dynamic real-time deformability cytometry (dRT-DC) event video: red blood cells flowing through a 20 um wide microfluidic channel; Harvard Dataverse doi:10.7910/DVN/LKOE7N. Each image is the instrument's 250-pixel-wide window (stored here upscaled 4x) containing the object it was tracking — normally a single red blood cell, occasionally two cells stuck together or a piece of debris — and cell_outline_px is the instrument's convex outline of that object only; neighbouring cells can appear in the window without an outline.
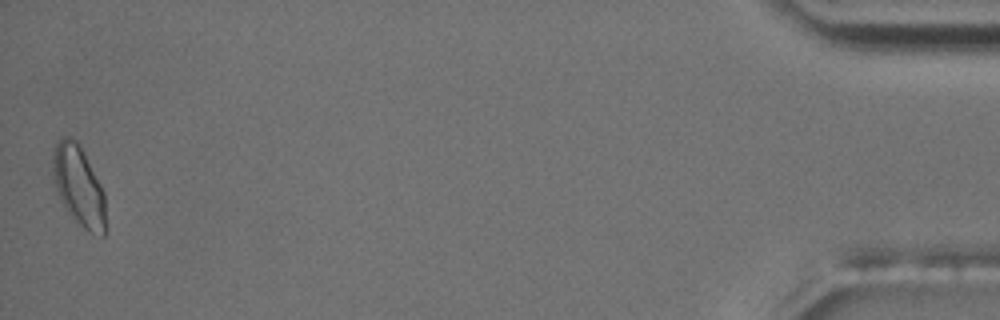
{"species": "common noctule bat (a hibernating species)", "species_latin": "Nyctalus noctula", "temperature_condition": "room temperature", "stored_images_in_passage": 55, "camera_frame_rate_fps": 3000, "um_per_image_px": 0.085, "animal": {"sex": "male", "body_mass_g": 17.5, "forearm_length_mm": 52.3}, "frame": {"image": 1, "passage_image": 55, "time_ms": 18.0, "image_size_px": [1000, 320], "cell_outline_px": [[104, 236], [100, 236], [88, 232], [64, 208], [60, 200], [56, 188], [52, 172], [52, 156], [56, 144], [60, 136], [72, 136], [76, 140], [100, 184], [104, 192]], "centroid_in_image_um": [6.65, 15.78], "position_along_channel_um": 428.6, "area_um2": 24.28}, "authors_computed_cell_mechanics": {"area_um2": 19.4208, "velocity_mm_per_s": 3.6202, "shape_relaxation_time_tau1_ms": 10.2407, "shape_relaxation_time_tau2_ms": 0.9023, "deformation_change_tau1": 0.1511, "deformation_change_tau2": 0.0626}}